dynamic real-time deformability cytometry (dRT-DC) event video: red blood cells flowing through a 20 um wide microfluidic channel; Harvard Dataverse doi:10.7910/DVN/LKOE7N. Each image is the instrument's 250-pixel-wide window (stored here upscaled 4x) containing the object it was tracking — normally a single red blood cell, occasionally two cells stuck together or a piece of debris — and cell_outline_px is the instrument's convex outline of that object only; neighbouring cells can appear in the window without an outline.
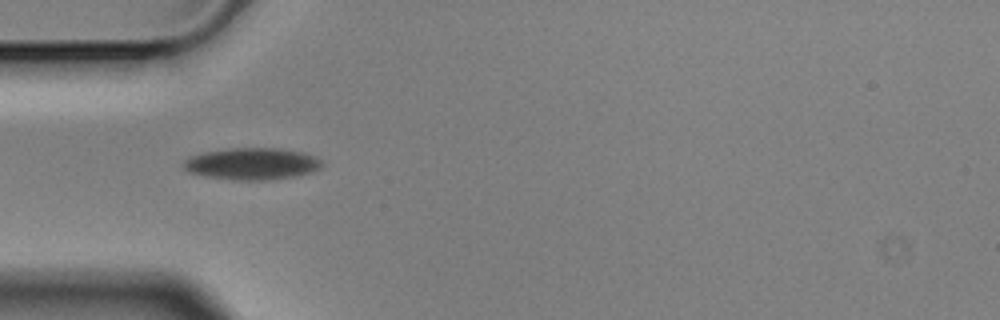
{"species": "Egyptian fruit bat (a non-hibernating species)", "species_latin": "Rousettus aegyptiacus", "temperature_condition": "cold", "stored_images_in_passage": 2, "camera_frame_rate_fps": 3000, "um_per_image_px": 0.085, "animal": {"sex": "male"}, "frame": {"image": 1, "passage_image": 1, "time_ms": 0.0, "image_size_px": [1000, 320], "cell_outline_px": [[324, 164], [320, 168], [312, 172], [296, 176], [264, 180], [236, 180], [208, 176], [192, 172], [184, 168], [184, 160], [188, 156], [204, 152], [232, 148], [280, 148], [304, 152], [316, 156]], "centroid_in_image_um": [21.47, 13.91], "position_along_channel_um": 63.5, "area_um2": 25.61}}
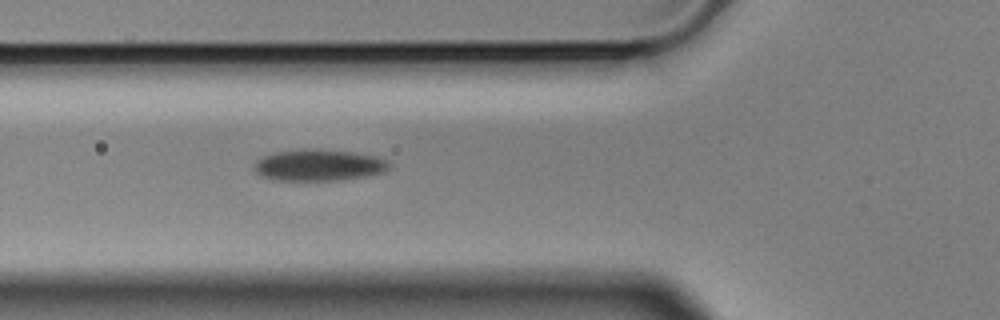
{"frame": {"image": 2, "passage_image": 2, "time_ms": 0.333, "image_size_px": [1000, 320], "cell_outline_px": [[392, 168], [384, 172], [368, 176], [340, 180], [272, 180], [260, 176], [252, 168], [256, 160], [264, 156], [276, 152], [304, 148], [352, 152], [376, 156], [388, 160], [392, 164]], "centroid_in_image_um": [27.11, 14.04], "position_along_channel_um": 98.7, "area_um2": 25.09}}